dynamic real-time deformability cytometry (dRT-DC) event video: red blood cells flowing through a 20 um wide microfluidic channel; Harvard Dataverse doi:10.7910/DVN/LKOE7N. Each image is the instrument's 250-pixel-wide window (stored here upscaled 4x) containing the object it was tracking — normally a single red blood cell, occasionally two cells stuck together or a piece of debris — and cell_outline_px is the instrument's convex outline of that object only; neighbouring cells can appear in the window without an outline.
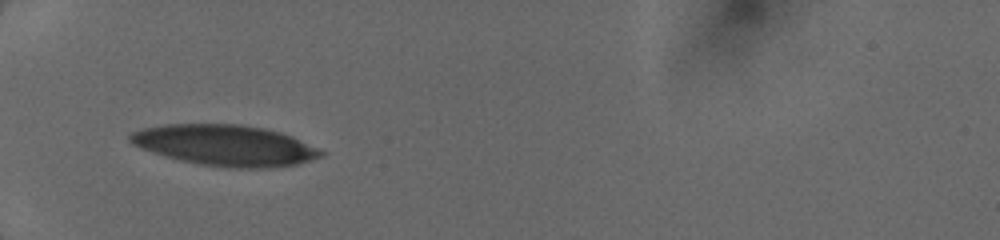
{"species": "human", "species_latin": "Homo sapiens", "temperature_condition": "cold", "stored_images_in_passage": 2, "camera_frame_rate_fps": 3000, "um_per_image_px": 0.085, "donor": {"sex": "female"}, "frame": {"image": 1, "passage_image": 1, "time_ms": 0.0, "image_size_px": [1000, 240], "cell_outline_px": [[324, 156], [296, 164], [272, 168], [232, 168], [200, 164], [180, 160], [164, 156], [140, 148], [132, 144], [128, 140], [128, 136], [132, 132], [144, 128], [168, 124], [240, 124], [264, 128], [280, 132], [292, 136], [324, 152]], "centroid_in_image_um": [19.12, 12.35], "position_along_channel_um": 65.9, "area_um2": 45.37}}